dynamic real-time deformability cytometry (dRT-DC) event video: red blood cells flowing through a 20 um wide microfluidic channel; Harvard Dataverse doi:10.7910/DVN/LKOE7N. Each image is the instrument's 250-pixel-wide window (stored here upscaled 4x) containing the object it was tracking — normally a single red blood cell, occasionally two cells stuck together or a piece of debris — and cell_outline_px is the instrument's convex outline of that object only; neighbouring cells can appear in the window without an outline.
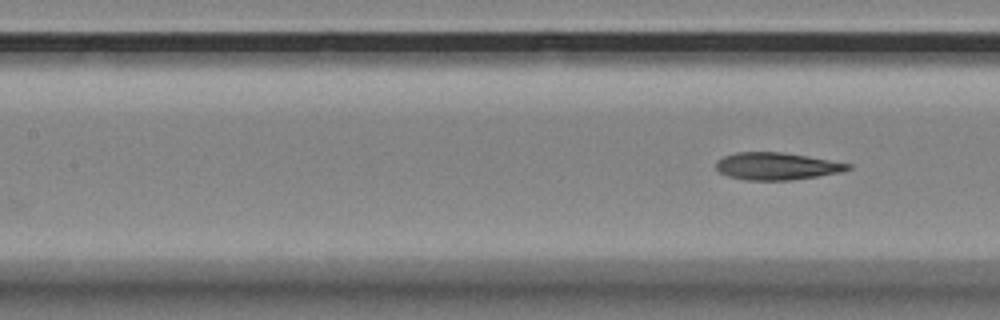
{"species": "Egyptian fruit bat (a non-hibernating species)", "species_latin": "Rousettus aegyptiacus", "temperature_condition": "room temperature", "stored_images_in_passage": 5, "camera_frame_rate_fps": 3000, "um_per_image_px": 0.085, "animal": {"sex": "female"}, "frame": {"image": 1, "passage_image": 5, "time_ms": 1.333, "image_size_px": [1000, 320], "cell_outline_px": [[852, 168], [840, 172], [792, 180], [744, 180], [728, 176], [720, 172], [716, 168], [716, 160], [724, 156], [736, 152], [780, 152], [852, 164]], "centroid_in_image_um": [65.97, 14.13], "position_along_channel_um": 141.4, "area_um2": 20.75}}